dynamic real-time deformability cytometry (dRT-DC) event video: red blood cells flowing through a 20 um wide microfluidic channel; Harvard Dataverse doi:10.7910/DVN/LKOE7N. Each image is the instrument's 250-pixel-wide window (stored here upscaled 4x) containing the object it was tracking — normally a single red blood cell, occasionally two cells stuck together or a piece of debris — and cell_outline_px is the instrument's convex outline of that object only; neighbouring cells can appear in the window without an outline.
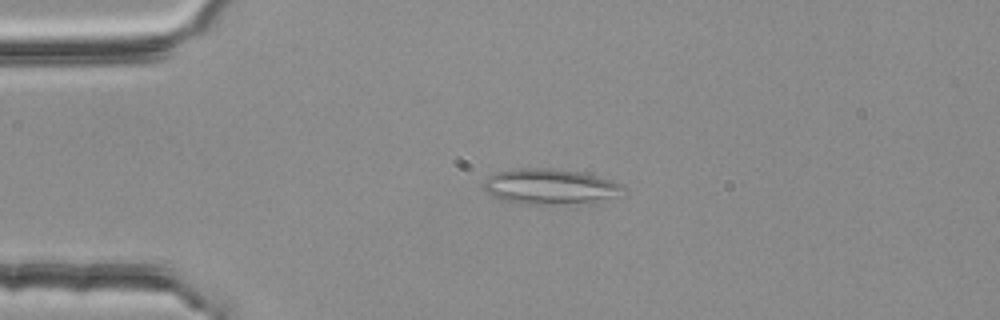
{"species": "common noctule bat (a hibernating species)", "species_latin": "Nyctalus noctula", "temperature_condition": "room temperature", "stored_images_in_passage": 47, "camera_frame_rate_fps": 3000, "um_per_image_px": 0.085, "animal": {"sex": "female", "body_mass_g": 25.1}, "frame": {"image": 1, "passage_image": 6, "time_ms": 1.667, "image_size_px": [1000, 320], "cell_outline_px": [[620, 188], [596, 204], [520, 204], [504, 200], [488, 192], [484, 188], [484, 180], [488, 176], [496, 172], [516, 168], [552, 168], [580, 172], [612, 180], [620, 184]], "centroid_in_image_um": [46.67, 15.86], "position_along_channel_um": 38.3, "area_um2": 28.44}}
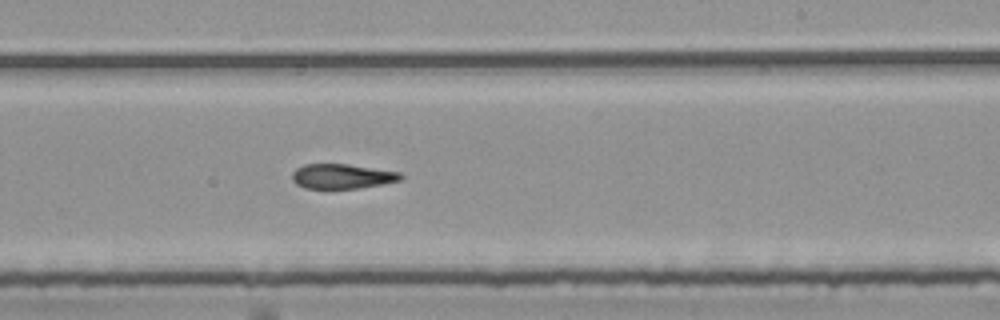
{"frame": {"image": 2, "passage_image": 26, "time_ms": 8.333, "image_size_px": [1000, 320], "cell_outline_px": [[404, 176], [400, 180], [380, 184], [356, 188], [304, 188], [296, 184], [292, 180], [292, 172], [296, 168], [304, 164], [348, 164], [400, 172]], "centroid_in_image_um": [29.04, 14.97], "position_along_channel_um": 260.0, "area_um2": 15.55}}
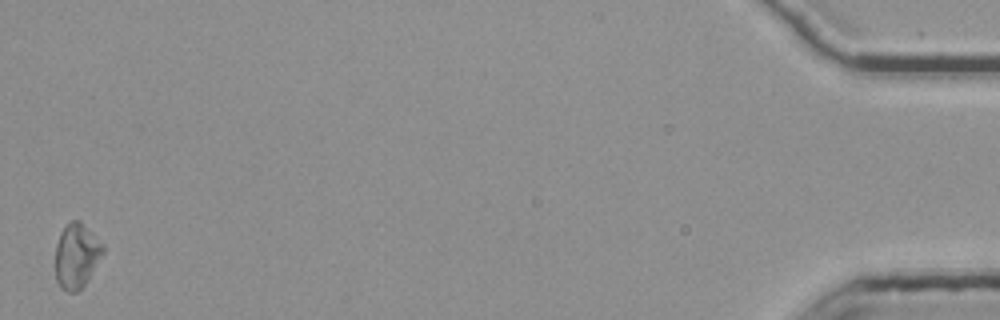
{"frame": {"image": 3, "passage_image": 47, "time_ms": 15.333, "image_size_px": [1000, 320], "cell_outline_px": [[104, 252], [88, 280], [76, 292], [68, 292], [60, 288], [56, 280], [56, 244], [60, 232], [72, 220], [80, 220], [104, 248]], "centroid_in_image_um": [6.48, 21.77], "position_along_channel_um": 428.7, "area_um2": 17.63}, "authors_computed_cell_mechanics": {"area_um2": 17.2822, "velocity_mm_per_s": 3.8042, "shape_relaxation_time_tau1_ms": null, "shape_relaxation_time_tau2_ms": 3.283, "deformation_change_tau1": null, "deformation_change_tau2": 0.1059}}